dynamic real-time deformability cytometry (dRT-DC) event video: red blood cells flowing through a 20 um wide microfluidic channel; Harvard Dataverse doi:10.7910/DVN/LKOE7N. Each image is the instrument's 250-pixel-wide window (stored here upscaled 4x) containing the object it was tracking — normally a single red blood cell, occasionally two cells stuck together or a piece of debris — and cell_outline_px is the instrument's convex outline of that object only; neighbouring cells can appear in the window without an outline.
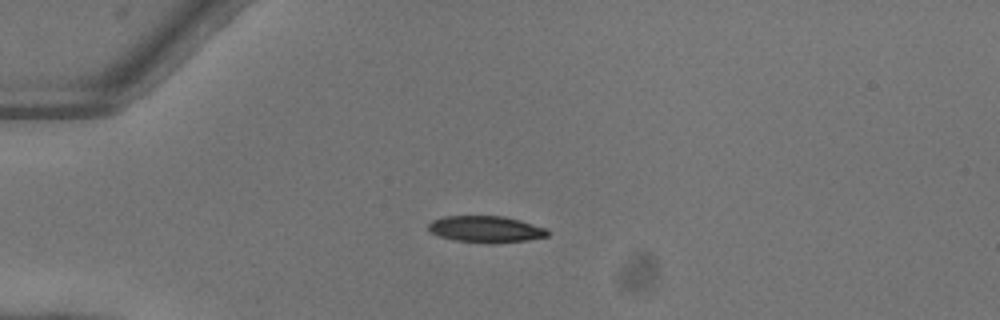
{"species": "common noctule bat (a hibernating species)", "species_latin": "Nyctalus noctula", "temperature_condition": "warm", "stored_images_in_passage": 38, "camera_frame_rate_fps": 3000, "um_per_image_px": 0.085, "animal": {"sex": "female"}, "frame": {"image": 1, "passage_image": 1, "time_ms": 0.0, "image_size_px": [1000, 320], "cell_outline_px": [[548, 236], [528, 240], [492, 244], [484, 244], [456, 240], [440, 236], [432, 232], [428, 228], [428, 224], [432, 220], [444, 216], [504, 216], [520, 220], [544, 228], [548, 232]], "centroid_in_image_um": [41.29, 19.49], "position_along_channel_um": 43.7, "area_um2": 18.44}}
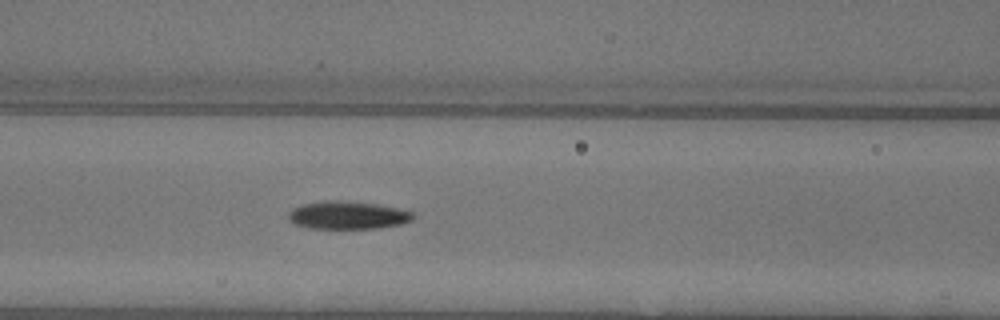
{"frame": {"image": 2, "passage_image": 10, "time_ms": 3.0, "image_size_px": [1000, 320], "cell_outline_px": [[416, 216], [412, 220], [400, 224], [380, 228], [308, 228], [296, 224], [288, 220], [288, 212], [292, 208], [304, 204], [324, 200], [336, 200], [376, 204], [396, 208], [412, 212]], "centroid_in_image_um": [29.53, 18.29], "position_along_channel_um": 137.1, "area_um2": 20.17}}
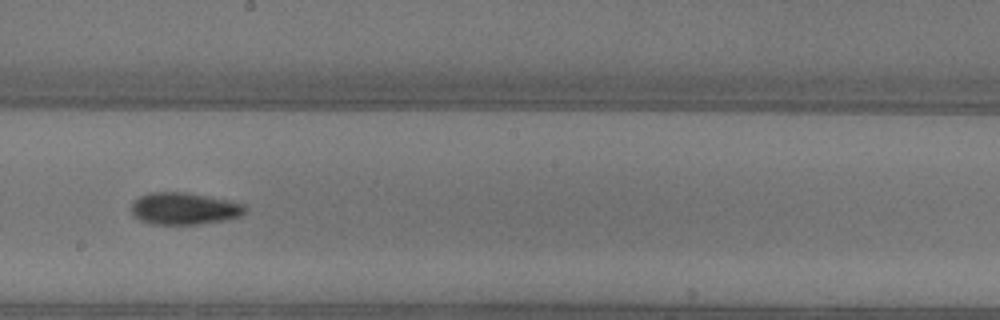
{"frame": {"image": 3, "passage_image": 17, "time_ms": 5.333, "image_size_px": [1000, 320], "cell_outline_px": [[248, 208], [240, 216], [224, 220], [200, 224], [152, 224], [140, 220], [132, 212], [132, 204], [140, 196], [152, 192], [188, 192], [232, 200], [244, 204]], "centroid_in_image_um": [15.71, 17.72], "position_along_channel_um": 232.5, "area_um2": 21.27}, "authors_computed_cell_mechanics": {"area_um2": 19.7965, "velocity_mm_per_s": 4.093, "shape_relaxation_time_tau1_ms": 3.5122, "shape_relaxation_time_tau2_ms": 5.655, "deformation_change_tau1": 0.1676, "deformation_change_tau2": 0.1348}}